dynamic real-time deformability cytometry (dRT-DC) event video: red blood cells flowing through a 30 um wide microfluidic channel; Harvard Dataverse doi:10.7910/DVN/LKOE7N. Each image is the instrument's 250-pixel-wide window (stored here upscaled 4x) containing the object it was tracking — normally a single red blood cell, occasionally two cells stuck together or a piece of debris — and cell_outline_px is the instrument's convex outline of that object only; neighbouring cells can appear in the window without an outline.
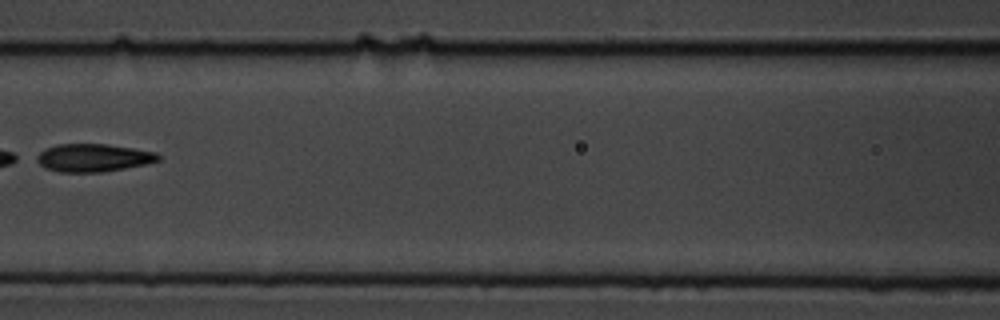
{"species": "common noctule bat (a hibernating species)", "species_latin": "Nyctalus noctula", "temperature_condition": "cold", "stored_images_in_passage": 7, "camera_frame_rate_fps": 3000, "um_per_image_px": 0.085, "animal": {"sex": "male", "body_mass_g": 19.5, "forearm_length_mm": 54.6}, "frame": {"image": 1, "passage_image": 7, "time_ms": 7.0, "image_size_px": [1000, 320], "cell_outline_px": [[160, 160], [144, 164], [104, 172], [60, 172], [48, 168], [32, 160], [32, 156], [44, 148], [56, 144], [108, 144], [156, 152], [160, 156]], "centroid_in_image_um": [7.84, 13.4], "position_along_channel_um": 158.8, "area_um2": 19.94}}